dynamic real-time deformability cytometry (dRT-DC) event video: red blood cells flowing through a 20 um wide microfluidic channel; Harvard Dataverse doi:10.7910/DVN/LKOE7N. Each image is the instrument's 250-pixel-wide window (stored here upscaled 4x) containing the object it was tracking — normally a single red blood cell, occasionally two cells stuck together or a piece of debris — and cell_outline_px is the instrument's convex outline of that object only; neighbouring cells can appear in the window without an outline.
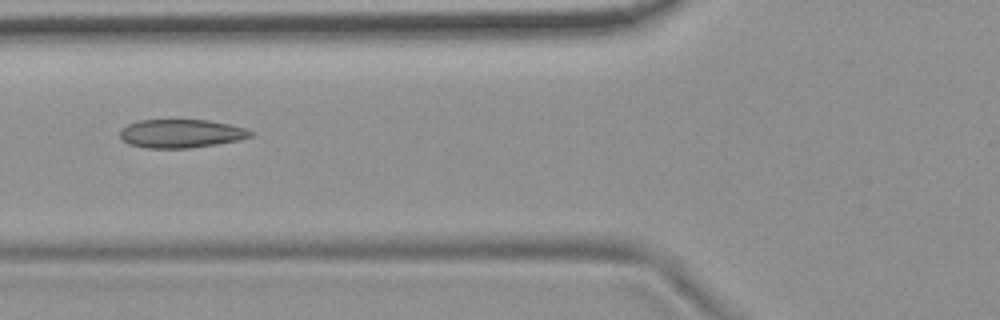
{"species": "common noctule bat (a hibernating species)", "species_latin": "Nyctalus noctula", "temperature_condition": "room temperature", "stored_images_in_passage": 9, "camera_frame_rate_fps": 3000, "um_per_image_px": 0.085, "animal": {"sex": "female", "body_mass_g": 19.9}, "frame": {"image": 1, "passage_image": 7, "time_ms": 2.0, "image_size_px": [1000, 320], "cell_outline_px": [[252, 136], [240, 140], [216, 144], [188, 148], [148, 148], [128, 144], [120, 136], [120, 128], [136, 120], [208, 120], [228, 124], [244, 128], [252, 132]], "centroid_in_image_um": [15.36, 11.35], "position_along_channel_um": 110.4, "area_um2": 21.62}}
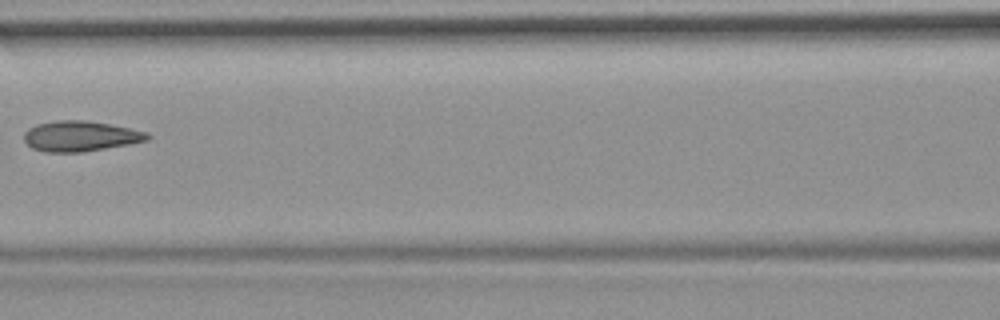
{"frame": {"image": 2, "passage_image": 8, "time_ms": 2.333, "image_size_px": [1000, 320], "cell_outline_px": [[152, 136], [148, 140], [128, 144], [84, 152], [44, 152], [32, 148], [24, 140], [24, 132], [28, 128], [36, 124], [56, 120], [84, 120], [108, 124], [148, 132]], "centroid_in_image_um": [6.81, 11.57], "position_along_channel_um": 159.8, "area_um2": 21.85}}